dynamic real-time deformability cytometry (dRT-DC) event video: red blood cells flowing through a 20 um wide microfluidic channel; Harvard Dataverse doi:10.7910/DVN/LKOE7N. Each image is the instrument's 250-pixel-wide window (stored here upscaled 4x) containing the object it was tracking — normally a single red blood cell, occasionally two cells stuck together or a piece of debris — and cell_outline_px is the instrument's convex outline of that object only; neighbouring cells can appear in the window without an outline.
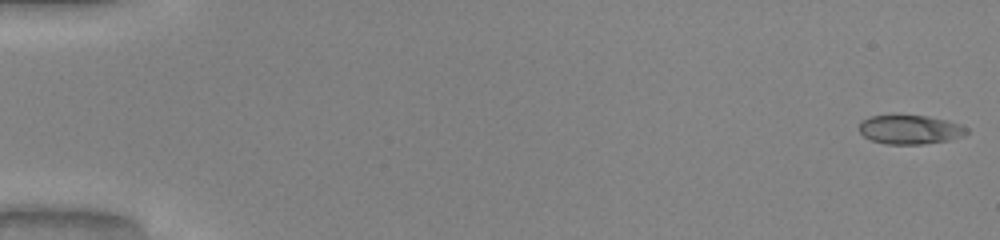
{"species": "common noctule bat (a hibernating species)", "species_latin": "Nyctalus noctula", "temperature_condition": "warm", "stored_images_in_passage": 51, "camera_frame_rate_fps": 3000, "um_per_image_px": 0.085, "animal": {"sex": "male", "body_mass_g": 20.0, "forearm_length_mm": 53.3}, "frame": {"image": 1, "passage_image": 1, "time_ms": 0.0, "image_size_px": [1000, 240], "cell_outline_px": [[968, 132], [964, 136], [948, 140], [924, 144], [888, 144], [872, 140], [864, 136], [860, 132], [860, 120], [872, 116], [928, 116], [948, 120], [960, 124], [968, 128]], "centroid_in_image_um": [77.39, 11.02], "position_along_channel_um": 7.6, "area_um2": 18.09}}
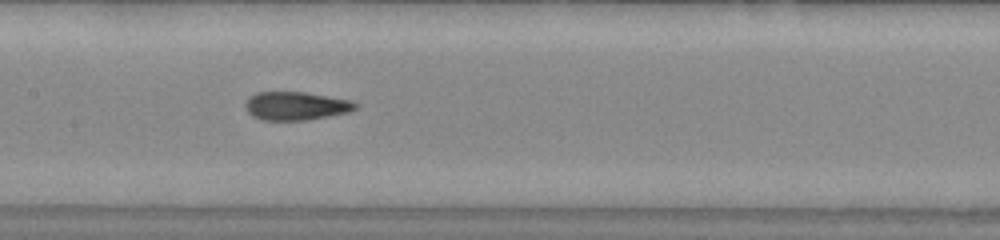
{"frame": {"image": 2, "passage_image": 26, "time_ms": 8.333, "image_size_px": [1000, 240], "cell_outline_px": [[360, 104], [356, 108], [348, 112], [328, 116], [304, 120], [260, 120], [252, 116], [248, 112], [244, 104], [256, 92], [304, 92], [352, 100]], "centroid_in_image_um": [25.17, 9.0], "position_along_channel_um": 182.2, "area_um2": 18.15}}
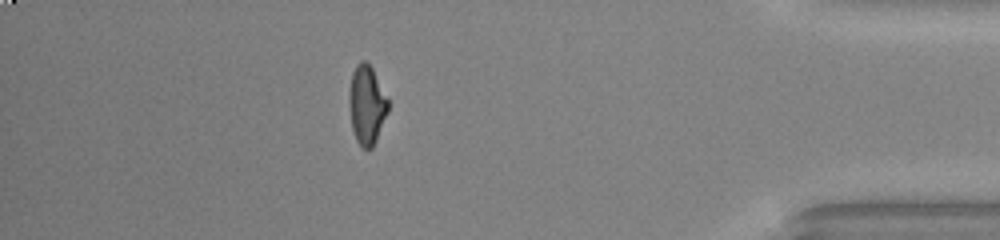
{"frame": {"image": 3, "passage_image": 45, "time_ms": 14.667, "image_size_px": [1000, 240], "cell_outline_px": [[388, 112], [376, 140], [372, 148], [364, 148], [356, 140], [352, 128], [348, 100], [348, 92], [352, 72], [356, 64], [360, 60], [364, 60], [372, 68], [388, 100]], "centroid_in_image_um": [31.15, 8.89], "position_along_channel_um": 404.0, "area_um2": 17.86}, "authors_computed_cell_mechanics": {"area_um2": 18.207, "velocity_mm_per_s": 4.1365, "shape_relaxation_time_tau1_ms": 5.9197, "shape_relaxation_time_tau2_ms": 1.0296, "deformation_change_tau1": 0.2334, "deformation_change_tau2": 0.0734}}